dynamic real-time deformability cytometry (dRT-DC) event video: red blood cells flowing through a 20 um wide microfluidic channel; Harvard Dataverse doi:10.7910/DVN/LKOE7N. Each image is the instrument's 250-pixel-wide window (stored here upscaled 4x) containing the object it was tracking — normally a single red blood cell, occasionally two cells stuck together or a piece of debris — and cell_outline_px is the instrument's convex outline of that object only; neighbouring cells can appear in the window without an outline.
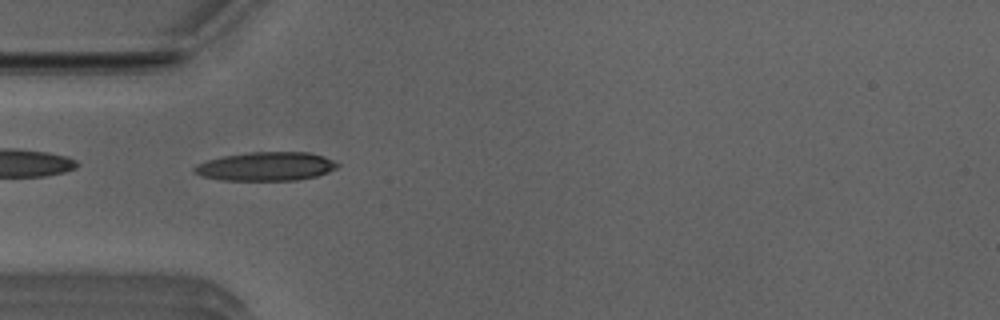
{"species": "Egyptian fruit bat (a non-hibernating species)", "species_latin": "Rousettus aegyptiacus", "temperature_condition": "room temperature", "stored_images_in_passage": 50, "camera_frame_rate_fps": 3000, "um_per_image_px": 0.085, "animal": {"sex": "male"}, "frame": {"image": 1, "passage_image": 14, "time_ms": 4.333, "image_size_px": [1000, 320], "cell_outline_px": [[340, 164], [336, 168], [328, 172], [316, 176], [296, 180], [220, 180], [200, 176], [192, 172], [192, 168], [196, 164], [208, 160], [224, 156], [248, 152], [308, 152], [324, 156]], "centroid_in_image_um": [22.57, 14.14], "position_along_channel_um": 62.4, "area_um2": 24.04}}
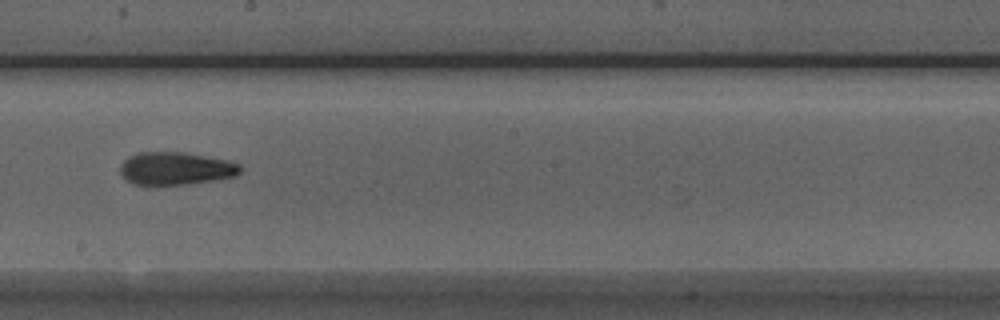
{"frame": {"image": 2, "passage_image": 27, "time_ms": 8.667, "image_size_px": [1000, 320], "cell_outline_px": [[244, 168], [236, 176], [188, 184], [156, 188], [132, 184], [120, 172], [120, 164], [128, 156], [140, 152], [184, 152], [228, 160], [240, 164]], "centroid_in_image_um": [14.91, 14.35], "position_along_channel_um": 233.3, "area_um2": 23.7}}
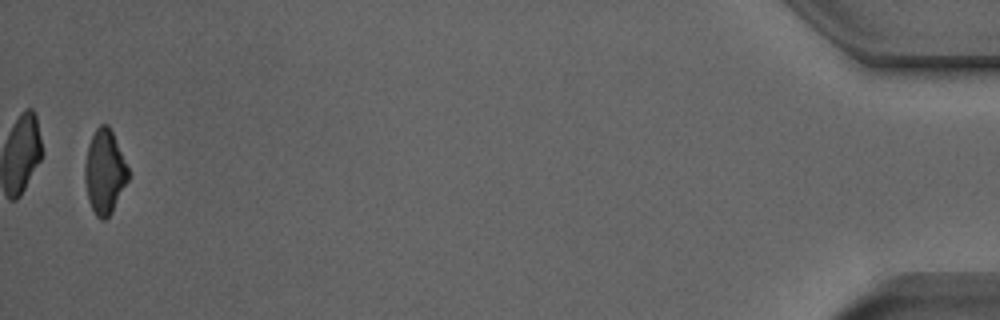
{"frame": {"image": 3, "passage_image": 49, "time_ms": 16.0, "image_size_px": [1000, 320], "cell_outline_px": [[128, 180], [112, 212], [104, 220], [100, 220], [96, 216], [88, 200], [84, 180], [84, 164], [88, 144], [96, 128], [100, 124], [108, 124], [112, 132], [128, 168]], "centroid_in_image_um": [8.87, 14.62], "position_along_channel_um": 426.3, "area_um2": 21.15}, "authors_computed_cell_mechanics": {"area_um2": 22.7732, "velocity_mm_per_s": 3.9525, "shape_relaxation_time_tau1_ms": 5.633, "shape_relaxation_time_tau2_ms": 4.6815, "deformation_change_tau1": 0.1676, "deformation_change_tau2": 0.1466}}